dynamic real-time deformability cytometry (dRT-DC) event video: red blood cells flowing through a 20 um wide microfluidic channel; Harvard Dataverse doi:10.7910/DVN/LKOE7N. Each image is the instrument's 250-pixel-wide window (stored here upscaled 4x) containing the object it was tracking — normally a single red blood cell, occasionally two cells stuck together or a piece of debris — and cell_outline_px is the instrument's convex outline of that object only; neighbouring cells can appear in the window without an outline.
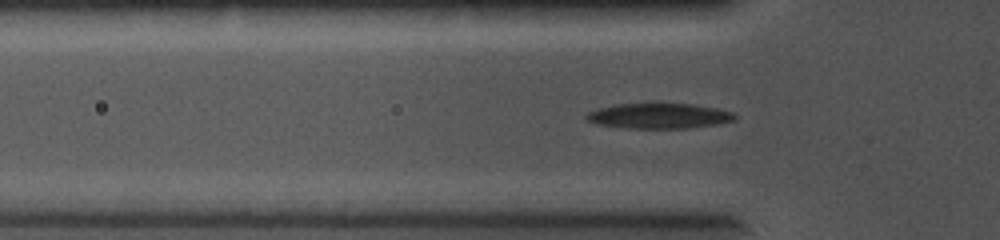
{"species": "common noctule bat (a hibernating species)", "species_latin": "Nyctalus noctula", "temperature_condition": "cold", "stored_images_in_passage": 62, "camera_frame_rate_fps": 5000, "um_per_image_px": 0.085, "animal": {"sex": "female", "body_mass_g": 19.0, "forearm_length_mm": 56.7}, "frame": {"image": 1, "passage_image": 19, "time_ms": 3.6, "image_size_px": [1000, 240], "cell_outline_px": [[736, 120], [720, 124], [688, 128], [628, 128], [600, 124], [588, 120], [584, 116], [588, 112], [596, 108], [612, 104], [652, 100], [656, 100], [696, 104], [716, 108], [732, 112], [736, 116]], "centroid_in_image_um": [56.01, 9.79], "position_along_channel_um": 69.8, "area_um2": 23.12}}
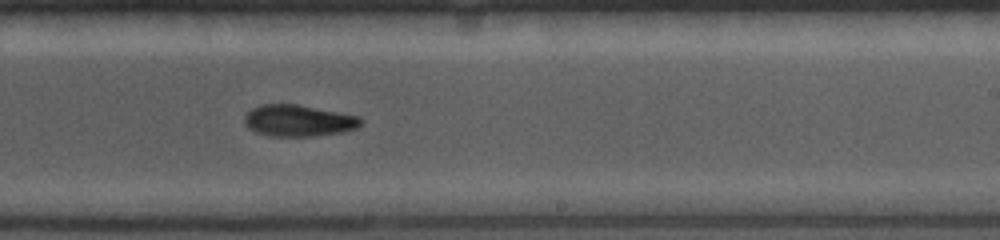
{"frame": {"image": 2, "passage_image": 39, "time_ms": 7.6, "image_size_px": [1000, 240], "cell_outline_px": [[364, 120], [356, 128], [344, 132], [308, 136], [272, 136], [256, 132], [248, 128], [244, 124], [244, 116], [252, 108], [260, 104], [296, 104], [360, 116]], "centroid_in_image_um": [25.36, 10.25], "position_along_channel_um": 263.6, "area_um2": 21.39}}
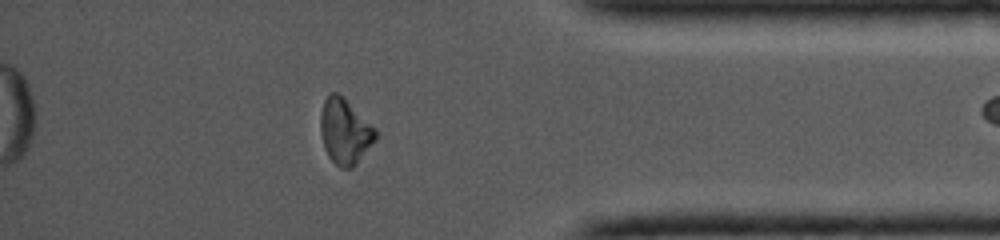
{"frame": {"image": 3, "passage_image": 55, "time_ms": 10.8, "image_size_px": [1000, 240], "cell_outline_px": [[376, 140], [356, 164], [352, 168], [340, 168], [328, 156], [324, 148], [320, 132], [320, 112], [324, 100], [328, 92], [336, 92], [344, 96], [376, 128]], "centroid_in_image_um": [29.3, 11.14], "position_along_channel_um": 405.9, "area_um2": 21.33}}